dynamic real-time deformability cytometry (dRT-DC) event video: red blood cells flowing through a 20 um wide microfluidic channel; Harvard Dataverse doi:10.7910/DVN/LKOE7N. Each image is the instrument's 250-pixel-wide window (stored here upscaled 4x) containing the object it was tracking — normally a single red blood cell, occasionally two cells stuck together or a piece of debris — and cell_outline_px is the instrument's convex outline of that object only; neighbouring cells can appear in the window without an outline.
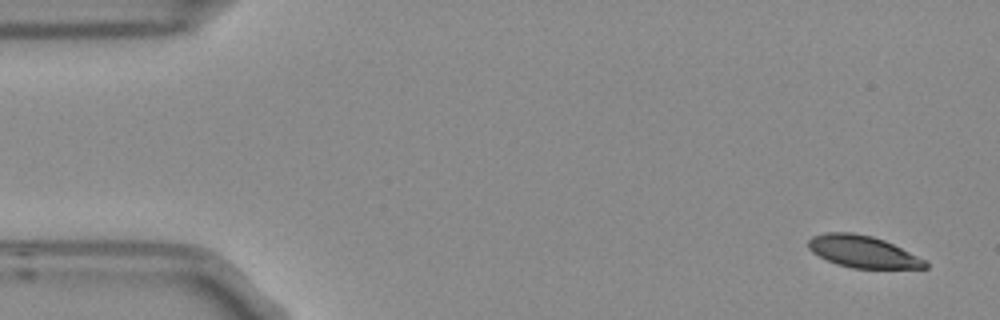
{"species": "Egyptian fruit bat (a non-hibernating species)", "species_latin": "Rousettus aegyptiacus", "temperature_condition": "room temperature", "stored_images_in_passage": 5, "camera_frame_rate_fps": 3000, "um_per_image_px": 0.085, "frame": {"image": 1, "passage_image": 1, "time_ms": 0.0, "image_size_px": [1000, 320], "cell_outline_px": [[928, 268], [852, 268], [836, 264], [812, 252], [808, 248], [808, 240], [812, 236], [824, 232], [852, 232], [872, 236], [884, 240], [924, 260], [928, 264]], "centroid_in_image_um": [73.28, 21.38], "position_along_channel_um": 11.7, "area_um2": 21.5}}